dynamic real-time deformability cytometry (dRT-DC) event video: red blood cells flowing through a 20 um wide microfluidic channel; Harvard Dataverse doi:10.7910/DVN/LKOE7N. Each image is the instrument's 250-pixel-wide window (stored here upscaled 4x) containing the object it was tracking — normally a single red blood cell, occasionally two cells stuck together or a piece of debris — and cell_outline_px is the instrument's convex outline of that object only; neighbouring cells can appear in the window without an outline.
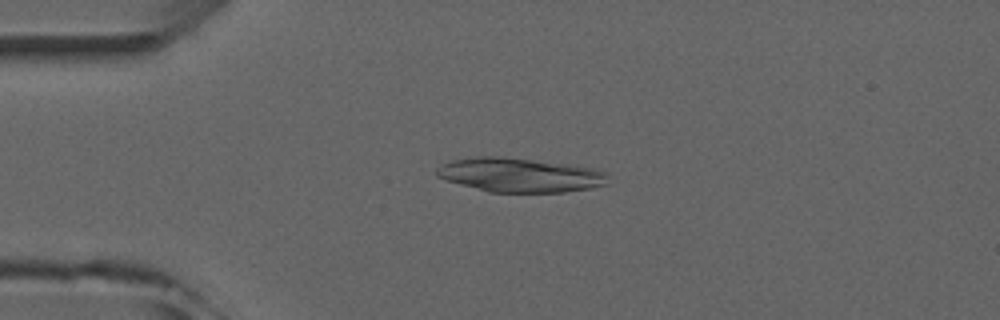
{"species": "common noctule bat (a hibernating species)", "species_latin": "Nyctalus noctula", "temperature_condition": "room temperature", "stored_images_in_passage": 5, "camera_frame_rate_fps": 3000, "um_per_image_px": 0.085, "animal": {"sex": "male", "forearm_length_mm": 52.5}, "frame": {"image": 1, "passage_image": 4, "time_ms": 3.333, "image_size_px": [1000, 320], "cell_outline_px": [[608, 184], [592, 188], [564, 192], [488, 192], [460, 184], [436, 176], [436, 168], [440, 164], [452, 160], [476, 156], [500, 156], [576, 164], [596, 168], [608, 172]], "centroid_in_image_um": [44.25, 14.86], "position_along_channel_um": 40.7, "area_um2": 34.74}}